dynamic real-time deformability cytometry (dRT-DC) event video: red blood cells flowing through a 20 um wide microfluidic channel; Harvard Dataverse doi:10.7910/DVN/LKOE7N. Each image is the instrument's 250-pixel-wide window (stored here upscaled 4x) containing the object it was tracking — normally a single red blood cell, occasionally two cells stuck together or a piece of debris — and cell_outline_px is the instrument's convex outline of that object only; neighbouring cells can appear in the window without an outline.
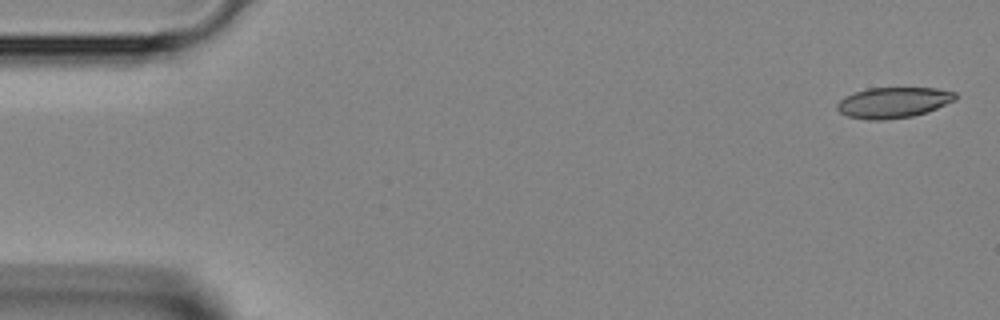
{"species": "Egyptian fruit bat (a non-hibernating species)", "species_latin": "Rousettus aegyptiacus", "temperature_condition": "room temperature", "stored_images_in_passage": 6, "camera_frame_rate_fps": 3000, "um_per_image_px": 0.085, "animal": {"sex": "female"}, "frame": {"image": 1, "passage_image": 1, "time_ms": 0.0, "image_size_px": [1000, 320], "cell_outline_px": [[956, 100], [936, 108], [912, 116], [880, 120], [872, 120], [848, 116], [840, 112], [836, 108], [836, 104], [844, 96], [868, 88], [936, 88], [956, 92]], "centroid_in_image_um": [75.92, 8.7], "position_along_channel_um": 9.1, "area_um2": 20.92}}